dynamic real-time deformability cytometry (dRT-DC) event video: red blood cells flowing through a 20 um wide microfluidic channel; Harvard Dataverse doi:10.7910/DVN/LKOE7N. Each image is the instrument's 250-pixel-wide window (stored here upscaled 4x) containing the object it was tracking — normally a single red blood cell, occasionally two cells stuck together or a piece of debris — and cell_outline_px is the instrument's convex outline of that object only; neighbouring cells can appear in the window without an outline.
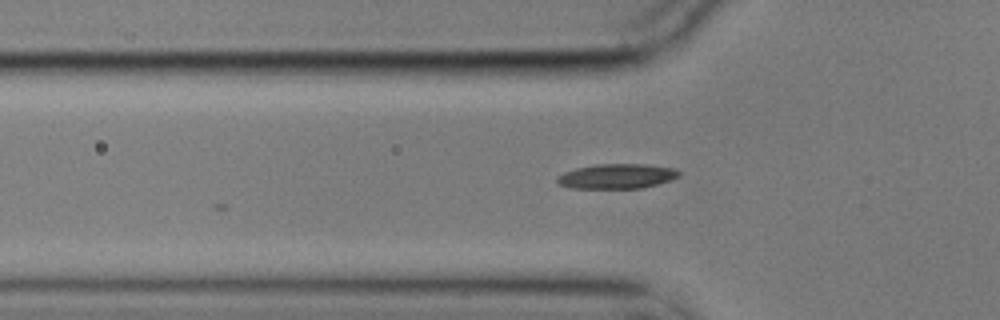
{"species": "common noctule bat (a hibernating species)", "species_latin": "Nyctalus noctula", "temperature_condition": "cold", "stored_images_in_passage": 13, "camera_frame_rate_fps": 3000, "um_per_image_px": 0.085, "animal": {"sex": "male", "body_mass_g": 17.9}, "frame": {"image": 1, "passage_image": 2, "time_ms": 0.333, "image_size_px": [1000, 320], "cell_outline_px": [[680, 176], [672, 180], [640, 188], [572, 188], [556, 184], [556, 176], [564, 172], [576, 168], [596, 164], [644, 164], [676, 168], [680, 172]], "centroid_in_image_um": [52.42, 14.97], "position_along_channel_um": 73.4, "area_um2": 17.74}}
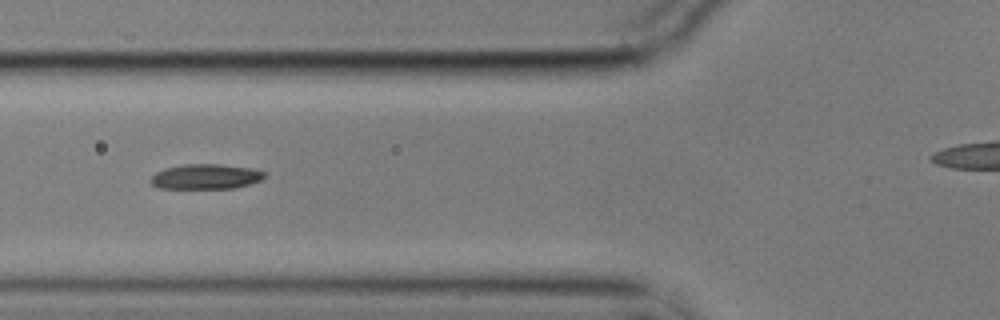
{"frame": {"image": 2, "passage_image": 5, "time_ms": 1.333, "image_size_px": [1000, 320], "cell_outline_px": [[268, 172], [260, 180], [252, 184], [232, 188], [156, 188], [148, 180], [156, 172], [164, 168], [184, 164], [220, 164], [252, 168]], "centroid_in_image_um": [17.48, 15.01], "position_along_channel_um": 108.3, "area_um2": 16.76}}
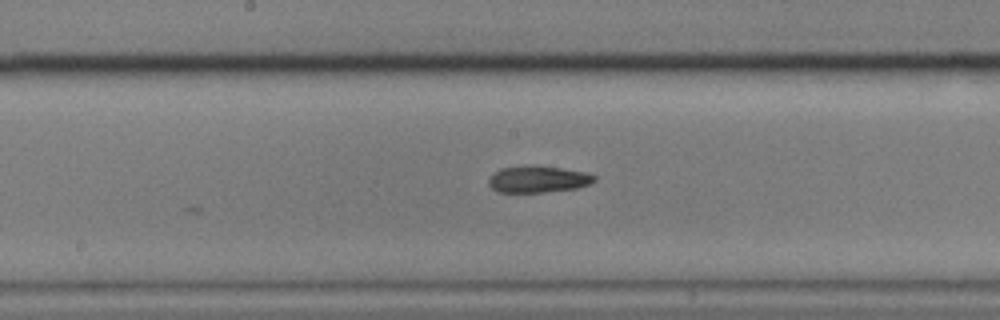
{"frame": {"image": 3, "passage_image": 13, "time_ms": 4.0, "image_size_px": [1000, 320], "cell_outline_px": [[596, 180], [588, 184], [576, 188], [544, 192], [500, 192], [492, 188], [488, 184], [488, 180], [492, 172], [500, 168], [532, 164], [560, 168], [584, 172], [596, 176]], "centroid_in_image_um": [45.68, 15.21], "position_along_channel_um": 202.5, "area_um2": 16.53}}